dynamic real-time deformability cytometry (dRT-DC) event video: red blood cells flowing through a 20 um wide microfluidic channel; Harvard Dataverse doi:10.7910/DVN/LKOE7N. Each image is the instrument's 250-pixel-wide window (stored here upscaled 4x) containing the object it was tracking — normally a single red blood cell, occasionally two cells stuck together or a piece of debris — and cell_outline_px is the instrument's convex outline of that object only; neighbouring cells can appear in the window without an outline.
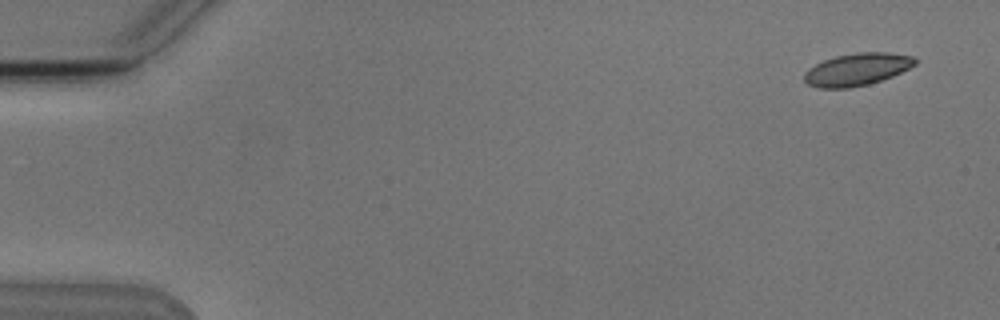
{"species": "Egyptian fruit bat (a non-hibernating species)", "species_latin": "Rousettus aegyptiacus", "temperature_condition": "cold", "stored_images_in_passage": 5, "camera_frame_rate_fps": 3000, "um_per_image_px": 0.085, "animal": {"sex": "male"}, "frame": {"image": 1, "passage_image": 1, "time_ms": 0.0, "image_size_px": [1000, 320], "cell_outline_px": [[916, 64], [892, 76], [868, 84], [848, 88], [820, 88], [808, 84], [804, 80], [804, 72], [808, 68], [824, 60], [836, 56], [856, 52], [888, 52], [912, 56], [916, 60]], "centroid_in_image_um": [72.82, 5.89], "position_along_channel_um": 12.2, "area_um2": 20.75}}
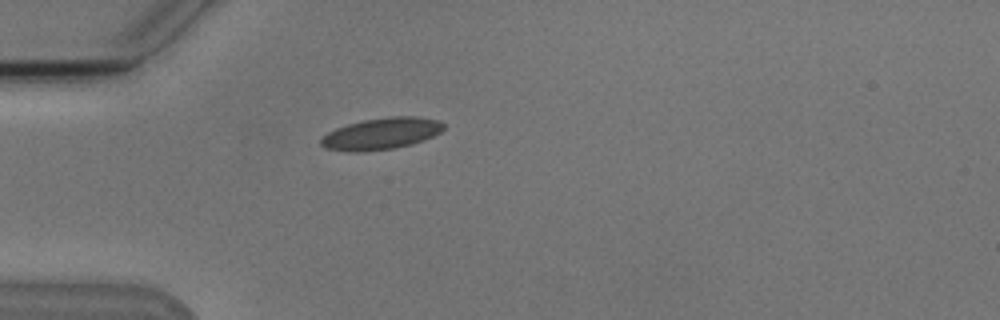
{"frame": {"image": 2, "passage_image": 5, "time_ms": 4.333, "image_size_px": [1000, 320], "cell_outline_px": [[444, 128], [440, 132], [424, 140], [392, 148], [360, 152], [348, 152], [324, 148], [320, 144], [320, 140], [328, 132], [336, 128], [348, 124], [364, 120], [392, 116], [416, 116], [440, 120], [444, 124]], "centroid_in_image_um": [32.4, 11.35], "position_along_channel_um": 52.6, "area_um2": 22.48}}